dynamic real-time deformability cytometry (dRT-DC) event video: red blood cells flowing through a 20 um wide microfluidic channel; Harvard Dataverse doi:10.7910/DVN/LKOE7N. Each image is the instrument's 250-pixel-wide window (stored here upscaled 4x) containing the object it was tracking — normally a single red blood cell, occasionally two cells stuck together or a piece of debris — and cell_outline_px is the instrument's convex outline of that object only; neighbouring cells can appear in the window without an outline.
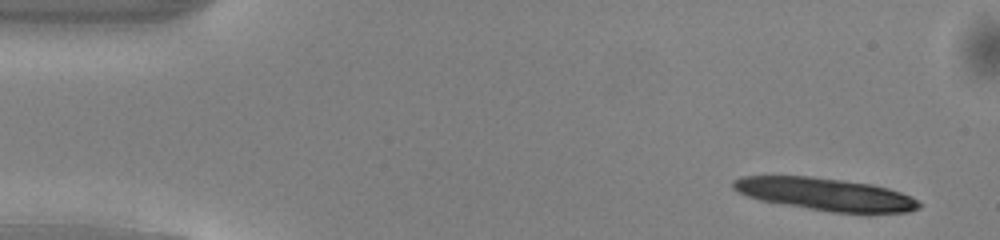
{"species": "common noctule bat (a hibernating species)", "species_latin": "Nyctalus noctula", "temperature_condition": "warm", "stored_images_in_passage": 12, "camera_frame_rate_fps": 3000, "um_per_image_px": 0.085, "animal": {"sex": "male", "body_mass_g": 13.0, "forearm_length_mm": 53.1}, "frame": {"image": 1, "passage_image": 2, "time_ms": 0.333, "image_size_px": [1000, 240], "cell_outline_px": [[920, 208], [908, 212], [832, 212], [760, 200], [748, 196], [732, 188], [732, 180], [740, 176], [808, 176], [840, 180], [868, 184], [900, 192], [912, 196], [920, 204]], "centroid_in_image_um": [70.11, 16.5], "position_along_channel_um": 14.9, "area_um2": 34.56}}